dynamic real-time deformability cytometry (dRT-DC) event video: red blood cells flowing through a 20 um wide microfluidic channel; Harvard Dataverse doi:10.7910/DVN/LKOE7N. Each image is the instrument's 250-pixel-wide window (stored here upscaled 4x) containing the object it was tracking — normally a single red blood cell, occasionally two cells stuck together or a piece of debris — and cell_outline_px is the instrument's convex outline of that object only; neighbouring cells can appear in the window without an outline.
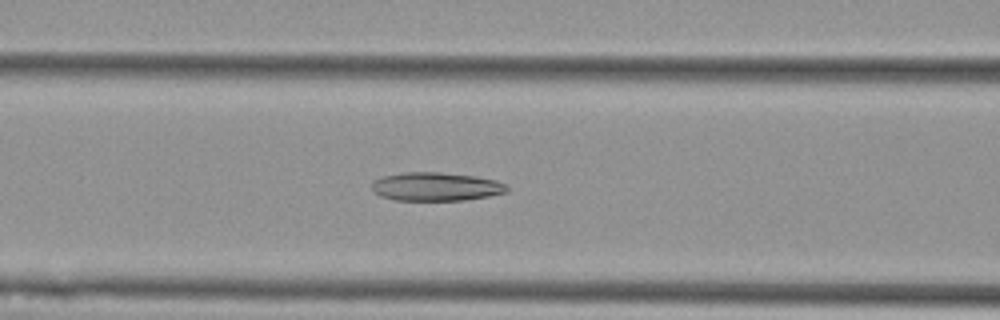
{"species": "Egyptian fruit bat (a non-hibernating species)", "species_latin": "Rousettus aegyptiacus", "temperature_condition": "cold", "stored_images_in_passage": 57, "camera_frame_rate_fps": 3000, "um_per_image_px": 0.085, "animal": {"sex": "female"}, "frame": {"image": 1, "passage_image": 24, "time_ms": 7.667, "image_size_px": [1000, 320], "cell_outline_px": [[508, 192], [488, 196], [464, 200], [396, 200], [380, 196], [372, 188], [372, 180], [384, 176], [404, 172], [440, 172], [472, 176], [496, 180], [504, 184], [508, 188]], "centroid_in_image_um": [37.04, 15.86], "position_along_channel_um": 129.6, "area_um2": 22.31}}
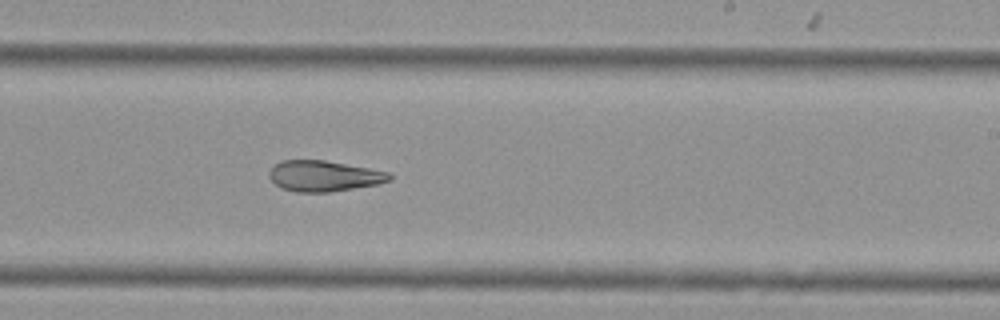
{"frame": {"image": 2, "passage_image": 35, "time_ms": 11.333, "image_size_px": [1000, 320], "cell_outline_px": [[392, 180], [376, 184], [328, 192], [296, 192], [280, 188], [268, 176], [268, 172], [280, 160], [324, 160], [368, 168], [388, 172], [392, 176]], "centroid_in_image_um": [27.5, 14.96], "position_along_channel_um": 261.5, "area_um2": 21.39}}
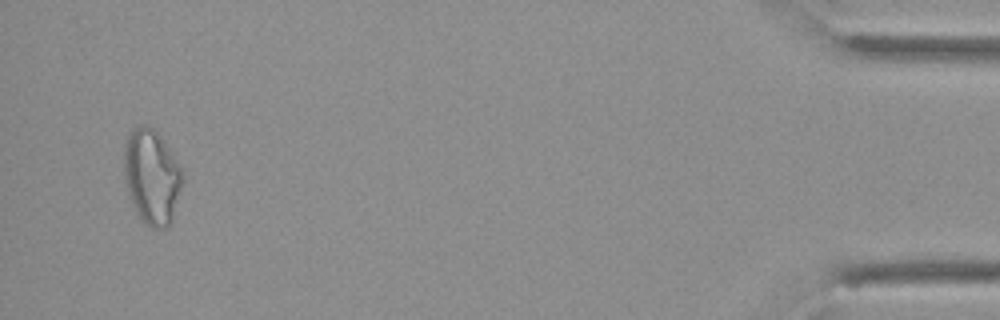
{"frame": {"image": 3, "passage_image": 55, "time_ms": 18.0, "image_size_px": [1000, 320], "cell_outline_px": [[184, 180], [172, 224], [168, 228], [152, 228], [144, 224], [140, 220], [132, 204], [128, 192], [124, 176], [124, 144], [132, 128], [140, 124], [144, 124], [152, 128], [160, 136], [184, 168]], "centroid_in_image_um": [12.94, 15.05], "position_along_channel_um": 422.3, "area_um2": 33.18}, "authors_computed_cell_mechanics": {"area_um2": 25.3742, "velocity_mm_per_s": 3.6148, "shape_relaxation_time_tau1_ms": null, "shape_relaxation_time_tau2_ms": 3.741, "deformation_change_tau1": null, "deformation_change_tau2": 0.1177}}